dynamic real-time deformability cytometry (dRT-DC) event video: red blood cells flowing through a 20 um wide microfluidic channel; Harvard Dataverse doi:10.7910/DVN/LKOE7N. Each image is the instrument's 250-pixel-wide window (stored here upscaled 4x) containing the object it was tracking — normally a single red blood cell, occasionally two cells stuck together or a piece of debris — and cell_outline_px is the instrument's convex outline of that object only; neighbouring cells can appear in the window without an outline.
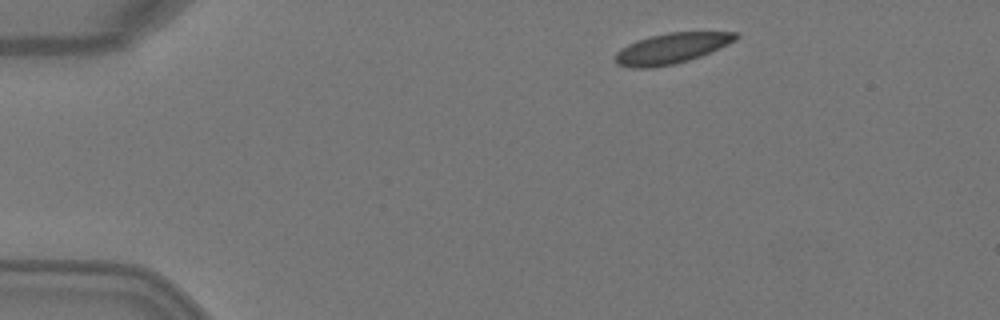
{"species": "Egyptian fruit bat (a non-hibernating species)", "species_latin": "Rousettus aegyptiacus", "temperature_condition": "warm", "stored_images_in_passage": 4, "segment_of_instrument_passage": [1, 2], "camera_frame_rate_fps": 3000, "um_per_image_px": 0.085, "animal": {"sex": "female"}, "frame": {"image": 1, "passage_image": 1, "time_ms": 0.0, "image_size_px": [1000, 320], "cell_outline_px": [[740, 36], [736, 40], [728, 44], [700, 56], [688, 60], [672, 64], [648, 68], [632, 68], [616, 64], [616, 52], [620, 48], [636, 40], [648, 36], [668, 32], [736, 32]], "centroid_in_image_um": [57.06, 4.1], "position_along_channel_um": 27.9, "area_um2": 21.33}}
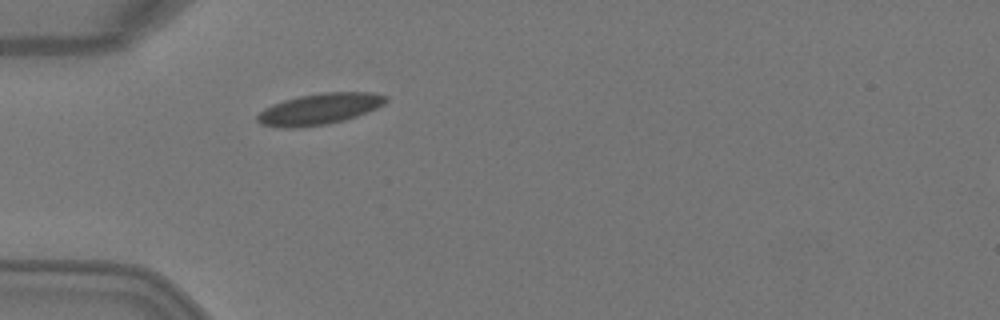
{"frame": {"image": 2, "passage_image": 3, "time_ms": 0.667, "image_size_px": [1000, 320], "cell_outline_px": [[388, 100], [384, 104], [376, 108], [356, 116], [344, 120], [328, 124], [296, 128], [284, 128], [260, 124], [256, 120], [256, 116], [264, 108], [272, 104], [284, 100], [300, 96], [324, 92], [372, 92], [388, 96]], "centroid_in_image_um": [27.14, 9.26], "position_along_channel_um": 57.9, "area_um2": 23.35}}